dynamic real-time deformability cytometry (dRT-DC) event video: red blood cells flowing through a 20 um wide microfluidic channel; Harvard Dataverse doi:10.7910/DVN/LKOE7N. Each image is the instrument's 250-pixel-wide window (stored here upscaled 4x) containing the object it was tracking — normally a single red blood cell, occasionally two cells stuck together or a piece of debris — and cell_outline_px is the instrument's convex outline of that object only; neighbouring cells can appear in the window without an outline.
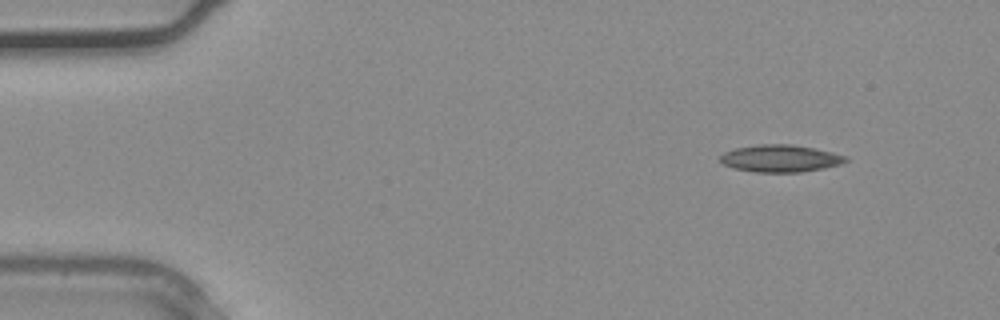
{"species": "common noctule bat (a hibernating species)", "species_latin": "Nyctalus noctula", "temperature_condition": "warm", "stored_images_in_passage": 34, "camera_frame_rate_fps": 3000, "um_per_image_px": 0.085, "animal": {"sex": "male", "body_mass_g": 20.4}, "frame": {"image": 1, "passage_image": 1, "time_ms": 0.0, "image_size_px": [1000, 320], "cell_outline_px": [[848, 160], [840, 164], [824, 168], [800, 172], [756, 172], [736, 168], [724, 164], [720, 160], [720, 156], [724, 152], [736, 148], [760, 144], [792, 144], [816, 148], [848, 156]], "centroid_in_image_um": [66.37, 13.46], "position_along_channel_um": 18.6, "area_um2": 19.83}}
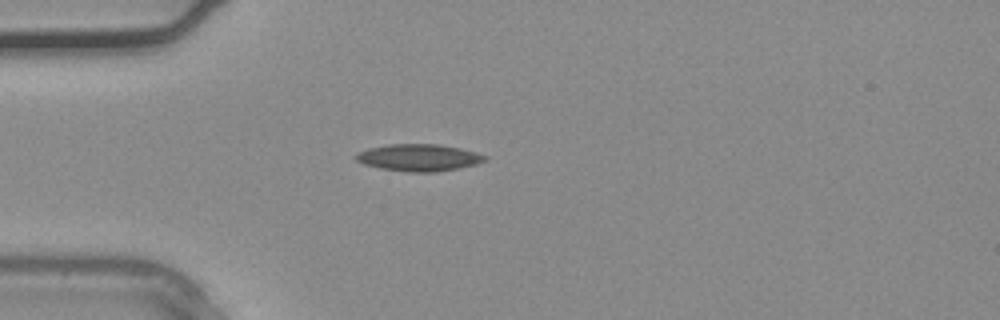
{"frame": {"image": 2, "passage_image": 7, "time_ms": 2.0, "image_size_px": [1000, 320], "cell_outline_px": [[488, 160], [476, 164], [460, 168], [436, 172], [408, 172], [380, 168], [364, 164], [356, 160], [352, 156], [356, 152], [368, 148], [388, 144], [440, 144], [460, 148], [476, 152], [488, 156]], "centroid_in_image_um": [35.59, 13.39], "position_along_channel_um": 49.4, "area_um2": 20.58}}
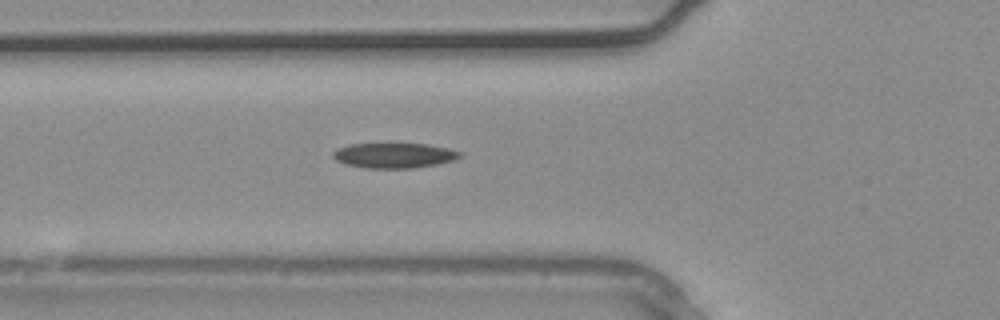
{"frame": {"image": 3, "passage_image": 10, "time_ms": 3.0, "image_size_px": [1000, 320], "cell_outline_px": [[460, 156], [456, 160], [436, 164], [412, 168], [364, 168], [344, 164], [336, 160], [332, 156], [332, 152], [336, 148], [348, 144], [388, 140], [396, 140], [428, 144], [448, 148], [460, 152]], "centroid_in_image_um": [33.43, 13.14], "position_along_channel_um": 92.4, "area_um2": 19.88}}